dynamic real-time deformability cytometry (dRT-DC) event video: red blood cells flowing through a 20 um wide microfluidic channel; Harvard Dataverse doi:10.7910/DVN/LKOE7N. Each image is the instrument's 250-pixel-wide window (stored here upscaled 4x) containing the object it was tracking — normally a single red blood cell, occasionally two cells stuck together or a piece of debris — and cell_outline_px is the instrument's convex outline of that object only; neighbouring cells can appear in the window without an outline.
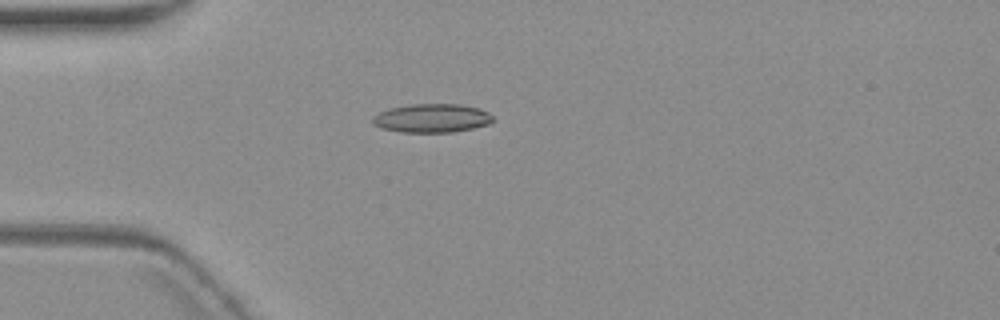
{"species": "common noctule bat (a hibernating species)", "species_latin": "Nyctalus noctula", "temperature_condition": "warm", "stored_images_in_passage": 5, "camera_frame_rate_fps": 3000, "um_per_image_px": 0.085, "animal": {"sex": "female", "body_mass_g": 19.3, "forearm_length_mm": 54.1}, "frame": {"image": 1, "passage_image": 1, "time_ms": 0.0, "image_size_px": [1000, 320], "cell_outline_px": [[492, 120], [488, 124], [472, 128], [452, 132], [400, 132], [380, 128], [372, 124], [372, 116], [388, 108], [412, 104], [460, 104], [480, 108], [488, 112], [492, 116]], "centroid_in_image_um": [36.67, 10.04], "position_along_channel_um": 48.3, "area_um2": 20.17}}
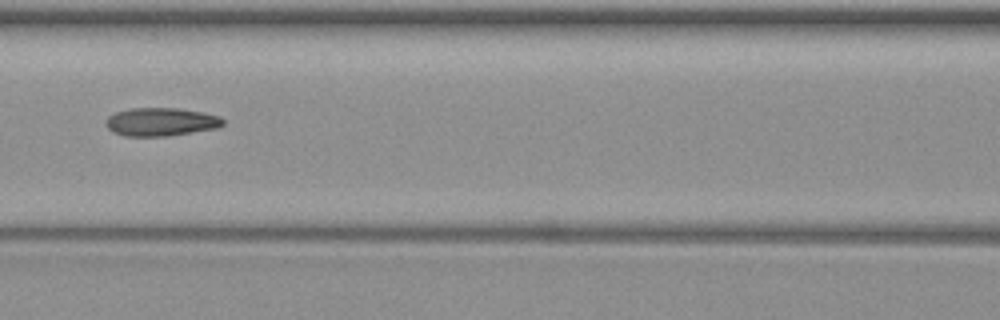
{"frame": {"image": 2, "passage_image": 4, "time_ms": 3.333, "image_size_px": [1000, 320], "cell_outline_px": [[224, 124], [216, 128], [168, 136], [124, 136], [112, 132], [108, 128], [108, 116], [116, 112], [128, 108], [180, 108], [204, 112], [220, 116], [224, 120]], "centroid_in_image_um": [13.7, 10.35], "position_along_channel_um": 152.9, "area_um2": 19.31}}
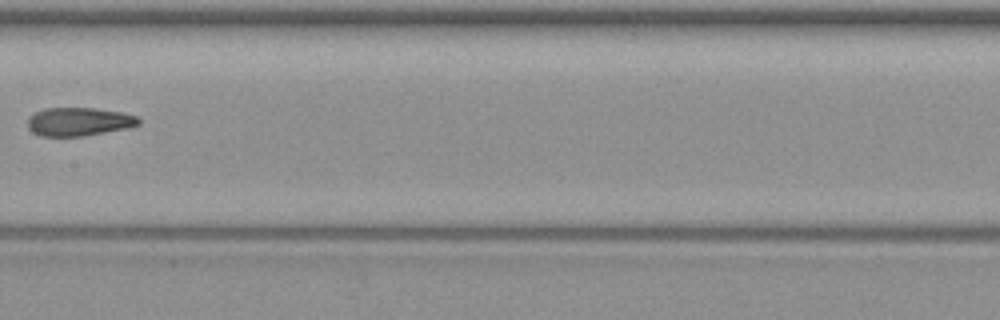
{"frame": {"image": 3, "passage_image": 5, "time_ms": 4.667, "image_size_px": [1000, 320], "cell_outline_px": [[140, 124], [128, 128], [84, 136], [40, 136], [32, 132], [28, 128], [28, 116], [44, 108], [92, 108], [120, 112], [136, 116], [140, 120]], "centroid_in_image_um": [6.68, 10.35], "position_along_channel_um": 200.7, "area_um2": 18.38}}